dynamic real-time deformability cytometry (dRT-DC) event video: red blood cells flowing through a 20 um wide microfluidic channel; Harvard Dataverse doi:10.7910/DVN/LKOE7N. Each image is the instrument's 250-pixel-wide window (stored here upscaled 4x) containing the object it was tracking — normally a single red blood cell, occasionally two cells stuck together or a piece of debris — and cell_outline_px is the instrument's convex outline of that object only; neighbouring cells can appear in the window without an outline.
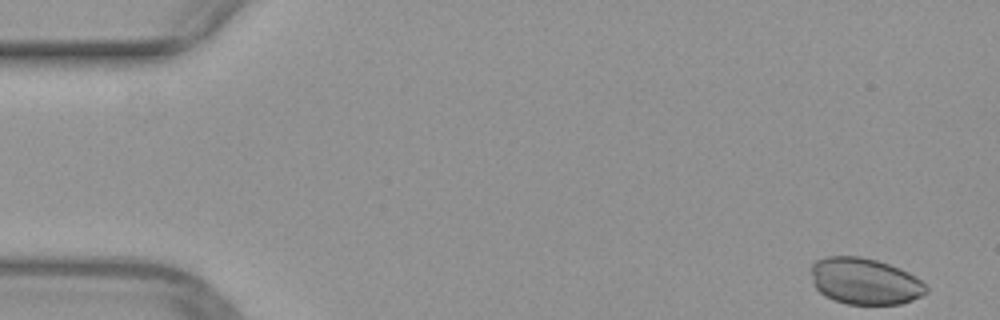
{"species": "common noctule bat (a hibernating species)", "species_latin": "Nyctalus noctula", "temperature_condition": "warm", "stored_images_in_passage": 13, "camera_frame_rate_fps": 3000, "um_per_image_px": 0.085, "animal": {"sex": "female", "body_mass_g": 29.2, "forearm_length_mm": 56.3}, "frame": {"image": 1, "passage_image": 1, "time_ms": 0.0, "image_size_px": [1000, 320], "cell_outline_px": [[928, 292], [912, 300], [900, 304], [848, 304], [832, 300], [824, 296], [812, 284], [812, 264], [816, 260], [824, 256], [860, 256], [876, 260], [900, 268], [916, 276], [928, 288]], "centroid_in_image_um": [73.49, 23.9], "position_along_channel_um": 11.5, "area_um2": 31.33}}